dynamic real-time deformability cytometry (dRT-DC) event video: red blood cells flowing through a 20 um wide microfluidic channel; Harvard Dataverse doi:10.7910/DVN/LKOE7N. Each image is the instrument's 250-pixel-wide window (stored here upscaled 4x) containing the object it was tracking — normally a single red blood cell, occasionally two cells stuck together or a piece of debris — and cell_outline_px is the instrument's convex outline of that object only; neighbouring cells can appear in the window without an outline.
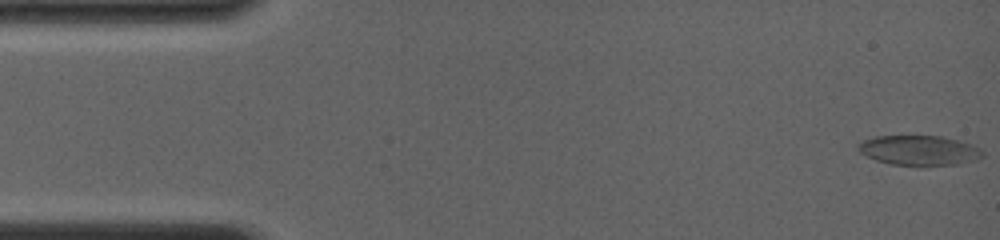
{"species": "common noctule bat (a hibernating species)", "species_latin": "Nyctalus noctula", "temperature_condition": "room temperature", "stored_images_in_passage": 34, "camera_frame_rate_fps": 4000, "um_per_image_px": 0.085, "animal": {"sex": "female", "body_mass_g": 19.0, "forearm_length_mm": 56.7}, "frame": {"image": 1, "passage_image": 1, "time_ms": 0.0, "image_size_px": [1000, 240], "cell_outline_px": [[984, 156], [976, 160], [956, 164], [892, 164], [876, 160], [860, 152], [856, 148], [856, 144], [864, 140], [876, 136], [940, 136], [972, 144], [980, 148], [984, 152]], "centroid_in_image_um": [78.13, 12.76], "position_along_channel_um": 6.9, "area_um2": 21.27}}
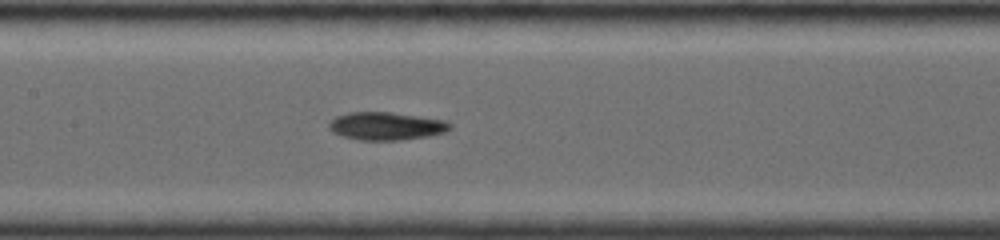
{"frame": {"image": 2, "passage_image": 16, "time_ms": 7.25, "image_size_px": [1000, 240], "cell_outline_px": [[452, 128], [444, 132], [428, 136], [400, 140], [360, 140], [344, 136], [332, 132], [328, 128], [328, 124], [336, 116], [348, 112], [388, 112], [444, 120], [452, 124]], "centroid_in_image_um": [32.81, 10.72], "position_along_channel_um": 174.6, "area_um2": 19.54}}
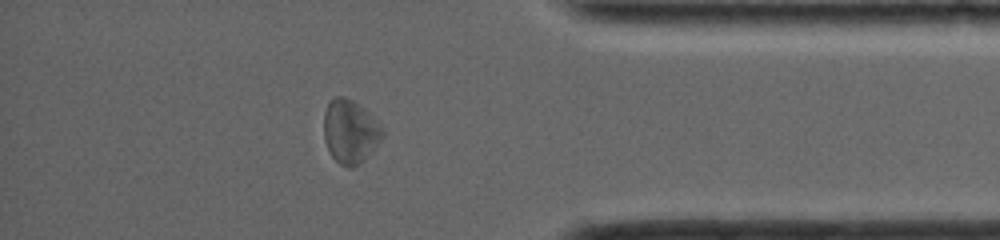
{"frame": {"image": 3, "passage_image": 29, "time_ms": 13.25, "image_size_px": [1000, 240], "cell_outline_px": [[384, 136], [364, 160], [360, 164], [352, 168], [348, 168], [340, 164], [332, 156], [324, 140], [324, 112], [328, 104], [336, 96], [344, 96], [360, 104], [380, 124], [384, 132]], "centroid_in_image_um": [29.77, 11.18], "position_along_channel_um": 405.4, "area_um2": 21.73}, "authors_computed_cell_mechanics": {"area_um2": 20.2589, "velocity_mm_per_s": 4.0305, "shape_relaxation_time_tau1_ms": null, "shape_relaxation_time_tau2_ms": 3.9384, "deformation_change_tau1": null, "deformation_change_tau2": 0.1276}}